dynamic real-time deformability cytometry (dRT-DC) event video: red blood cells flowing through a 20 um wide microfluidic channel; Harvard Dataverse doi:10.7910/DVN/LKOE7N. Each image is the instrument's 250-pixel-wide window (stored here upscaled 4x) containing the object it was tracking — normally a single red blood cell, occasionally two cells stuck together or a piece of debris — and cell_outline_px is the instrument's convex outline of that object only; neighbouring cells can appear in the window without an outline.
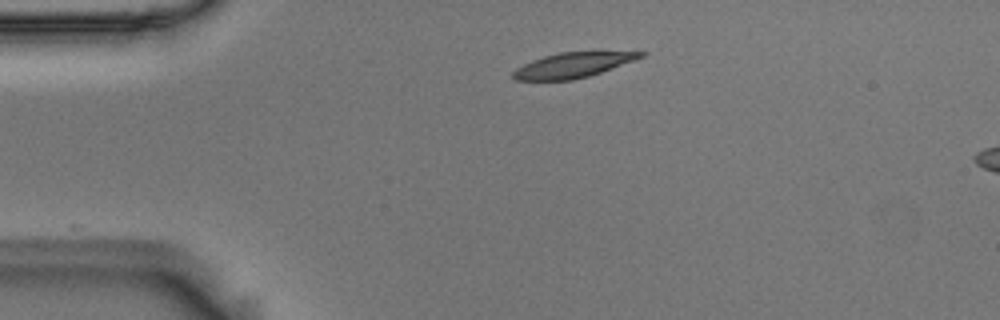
{"species": "Egyptian fruit bat (a non-hibernating species)", "species_latin": "Rousettus aegyptiacus", "temperature_condition": "room temperature", "stored_images_in_passage": 12, "camera_frame_rate_fps": 3000, "um_per_image_px": 0.085, "animal": {"sex": "male"}, "frame": {"image": 1, "passage_image": 1, "time_ms": 0.0, "image_size_px": [1000, 320], "cell_outline_px": [[648, 52], [644, 56], [600, 72], [588, 76], [572, 80], [516, 80], [512, 76], [512, 72], [516, 68], [532, 60], [544, 56], [560, 52]], "centroid_in_image_um": [48.63, 5.54], "position_along_channel_um": 36.4, "area_um2": 18.21}}
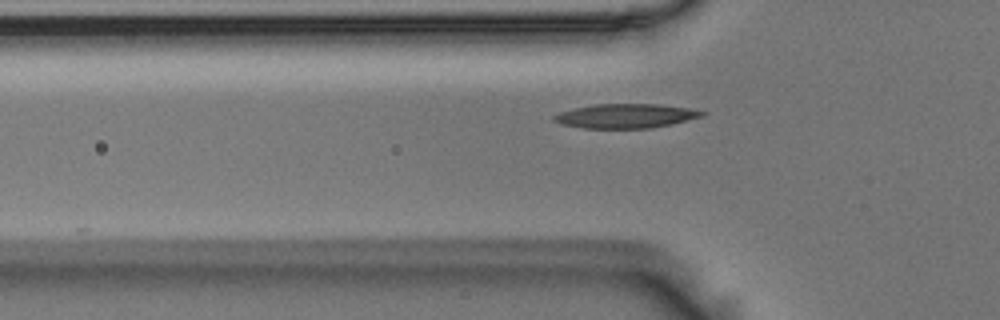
{"frame": {"image": 2, "passage_image": 7, "time_ms": 2.0, "image_size_px": [1000, 320], "cell_outline_px": [[704, 112], [700, 116], [672, 124], [652, 128], [584, 128], [560, 124], [552, 120], [552, 116], [560, 112], [576, 108], [596, 104], [660, 104], [688, 108]], "centroid_in_image_um": [53.12, 9.86], "position_along_channel_um": 72.7, "area_um2": 20.69}}
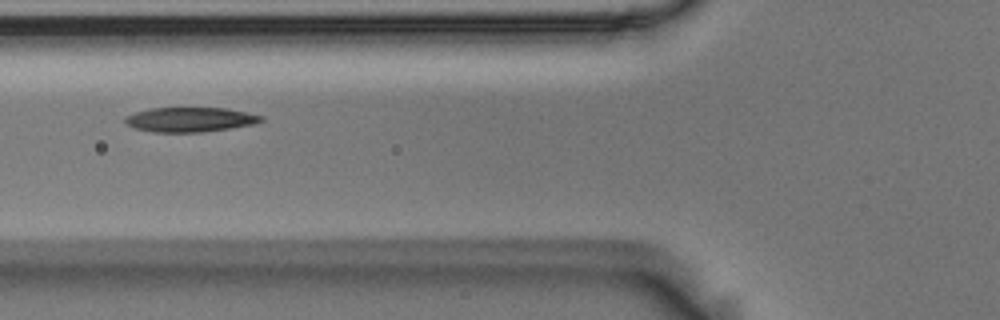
{"frame": {"image": 3, "passage_image": 10, "time_ms": 3.0, "image_size_px": [1000, 320], "cell_outline_px": [[264, 120], [252, 124], [204, 132], [152, 132], [136, 128], [128, 124], [124, 120], [124, 116], [136, 112], [152, 108], [224, 108], [264, 116]], "centroid_in_image_um": [16.14, 10.16], "position_along_channel_um": 109.7, "area_um2": 19.25}}